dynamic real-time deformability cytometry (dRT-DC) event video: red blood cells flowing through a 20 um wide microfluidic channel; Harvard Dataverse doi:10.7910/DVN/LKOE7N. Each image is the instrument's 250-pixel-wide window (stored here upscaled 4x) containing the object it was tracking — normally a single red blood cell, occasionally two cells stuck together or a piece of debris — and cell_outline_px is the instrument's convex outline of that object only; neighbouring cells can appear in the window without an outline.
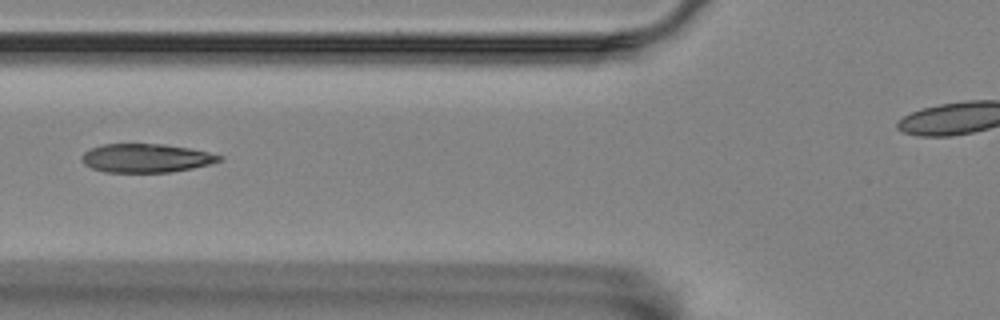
{"species": "Egyptian fruit bat (a non-hibernating species)", "species_latin": "Rousettus aegyptiacus", "temperature_condition": "room temperature", "stored_images_in_passage": 4, "camera_frame_rate_fps": 3000, "um_per_image_px": 0.085, "animal": {"sex": "female"}, "frame": {"image": 1, "passage_image": 2, "time_ms": 0.333, "image_size_px": [1000, 320], "cell_outline_px": [[224, 160], [212, 164], [192, 168], [168, 172], [104, 172], [92, 168], [84, 164], [80, 160], [80, 156], [84, 152], [92, 148], [104, 144], [164, 144], [188, 148], [208, 152], [224, 156]], "centroid_in_image_um": [12.43, 13.44], "position_along_channel_um": 113.4, "area_um2": 23.06}}
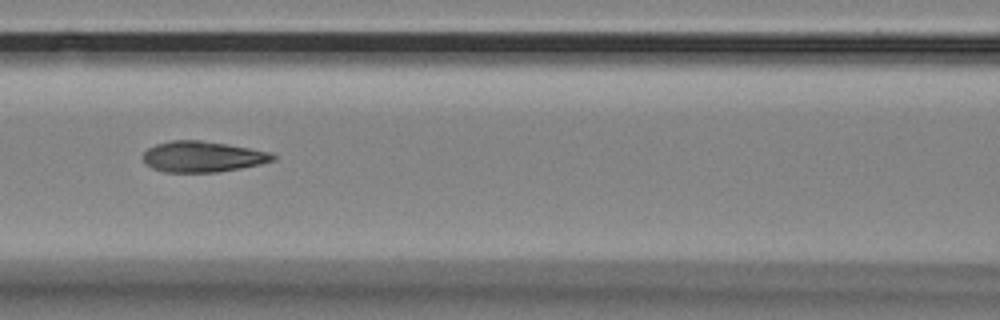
{"frame": {"image": 2, "passage_image": 3, "time_ms": 0.667, "image_size_px": [1000, 320], "cell_outline_px": [[276, 160], [260, 164], [240, 168], [216, 172], [164, 172], [152, 168], [144, 164], [144, 152], [148, 148], [156, 144], [172, 140], [200, 140], [272, 152], [276, 156]], "centroid_in_image_um": [17.21, 13.32], "position_along_channel_um": 149.4, "area_um2": 23.24}}
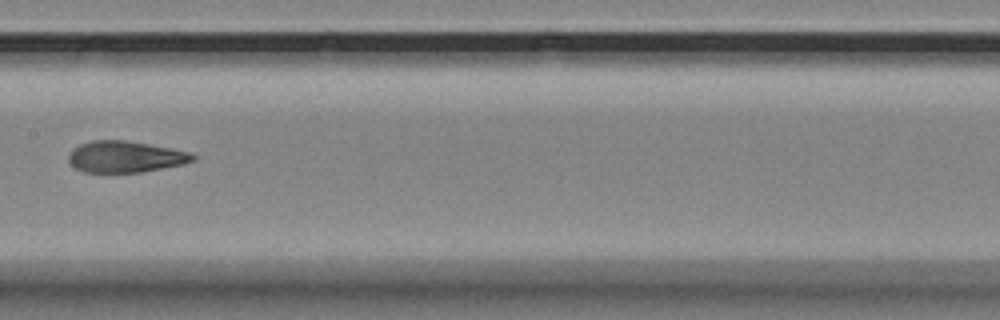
{"frame": {"image": 3, "passage_image": 4, "time_ms": 1.0, "image_size_px": [1000, 320], "cell_outline_px": [[196, 160], [184, 164], [140, 172], [84, 172], [76, 168], [68, 160], [68, 152], [72, 148], [80, 144], [92, 140], [124, 140], [148, 144], [188, 152], [196, 156]], "centroid_in_image_um": [10.62, 13.32], "position_along_channel_um": 196.8, "area_um2": 22.6}}